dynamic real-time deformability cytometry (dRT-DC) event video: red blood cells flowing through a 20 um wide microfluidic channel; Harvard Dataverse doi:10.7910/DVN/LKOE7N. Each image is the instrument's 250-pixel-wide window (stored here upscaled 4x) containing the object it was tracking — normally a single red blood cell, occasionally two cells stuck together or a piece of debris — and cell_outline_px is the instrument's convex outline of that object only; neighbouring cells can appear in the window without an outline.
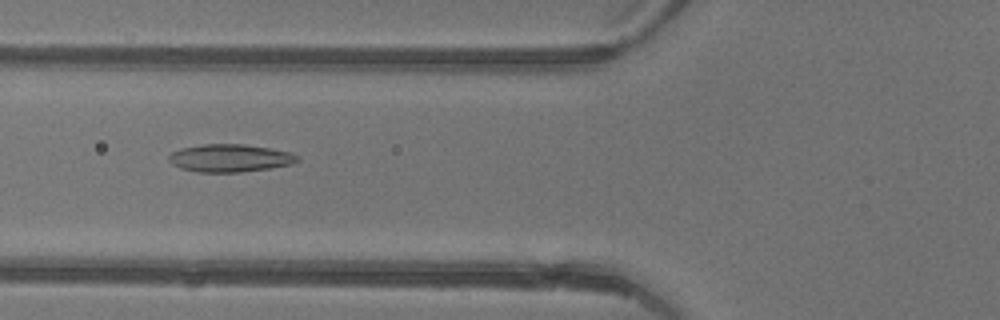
{"species": "common noctule bat (a hibernating species)", "species_latin": "Nyctalus noctula", "temperature_condition": "warm", "stored_images_in_passage": 5, "camera_frame_rate_fps": 3000, "um_per_image_px": 0.085, "animal": {"sex": "female"}, "frame": {"image": 1, "passage_image": 5, "time_ms": 1.333, "image_size_px": [1000, 320], "cell_outline_px": [[300, 160], [292, 164], [268, 168], [240, 172], [196, 172], [180, 168], [172, 164], [168, 160], [168, 156], [172, 152], [180, 148], [204, 144], [244, 144], [268, 148], [288, 152], [300, 156]], "centroid_in_image_um": [19.52, 13.44], "position_along_channel_um": 106.3, "area_um2": 20.75}}